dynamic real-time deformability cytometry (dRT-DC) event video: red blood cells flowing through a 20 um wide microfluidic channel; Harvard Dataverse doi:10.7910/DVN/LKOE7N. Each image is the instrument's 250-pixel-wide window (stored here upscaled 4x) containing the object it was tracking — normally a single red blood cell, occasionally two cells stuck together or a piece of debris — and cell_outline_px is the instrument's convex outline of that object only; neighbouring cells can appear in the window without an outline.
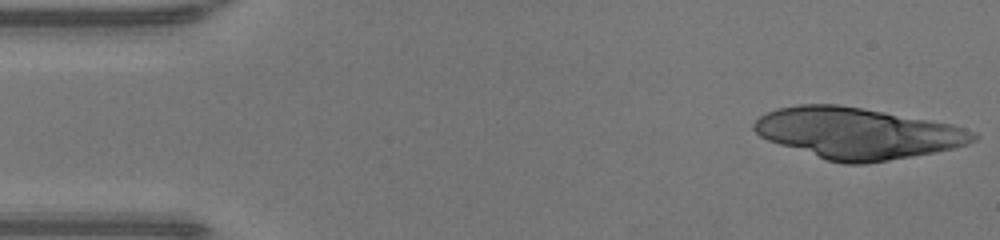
{"species": "human", "species_latin": "Homo sapiens", "temperature_condition": "warm", "stored_images_in_passage": 45, "camera_frame_rate_fps": 3000, "um_per_image_px": 0.085, "donor": {"sex": "male"}, "frame": {"image": 1, "passage_image": 1, "time_ms": 0.0, "image_size_px": [1000, 240], "cell_outline_px": [[980, 136], [976, 140], [968, 144], [956, 148], [936, 152], [864, 164], [844, 164], [828, 160], [768, 140], [760, 136], [752, 128], [752, 124], [760, 116], [776, 108], [800, 104], [836, 104], [884, 112], [952, 124], [976, 132]], "centroid_in_image_um": [72.91, 11.32], "position_along_channel_um": 12.1, "area_um2": 64.97}}
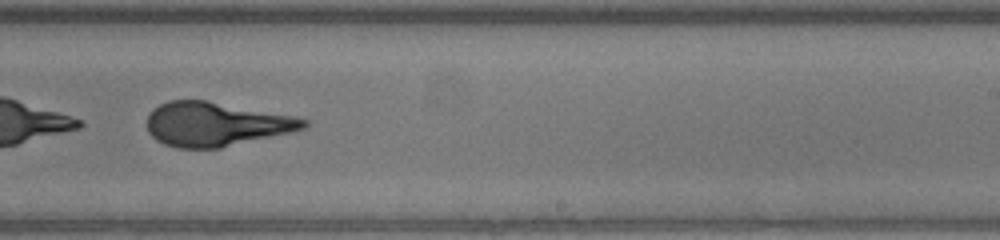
{"frame": {"image": 2, "passage_image": 28, "time_ms": 9.0, "image_size_px": [1000, 240], "cell_outline_px": [[308, 124], [304, 128], [288, 132], [220, 148], [176, 148], [164, 144], [156, 140], [148, 132], [148, 116], [152, 108], [168, 100], [204, 100], [296, 116], [308, 120]], "centroid_in_image_um": [18.3, 10.55], "position_along_channel_um": 270.7, "area_um2": 39.94}}
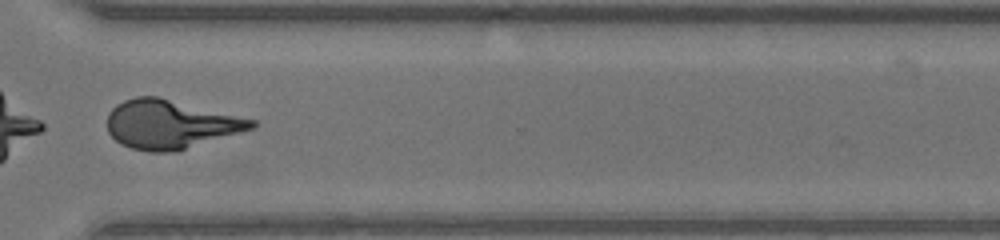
{"frame": {"image": 3, "passage_image": 34, "time_ms": 11.0, "image_size_px": [1000, 240], "cell_outline_px": [[256, 128], [176, 152], [152, 152], [132, 148], [120, 144], [108, 132], [108, 112], [116, 104], [124, 100], [136, 96], [160, 96], [256, 120]], "centroid_in_image_um": [14.5, 10.56], "position_along_channel_um": 356.1, "area_um2": 41.38}}